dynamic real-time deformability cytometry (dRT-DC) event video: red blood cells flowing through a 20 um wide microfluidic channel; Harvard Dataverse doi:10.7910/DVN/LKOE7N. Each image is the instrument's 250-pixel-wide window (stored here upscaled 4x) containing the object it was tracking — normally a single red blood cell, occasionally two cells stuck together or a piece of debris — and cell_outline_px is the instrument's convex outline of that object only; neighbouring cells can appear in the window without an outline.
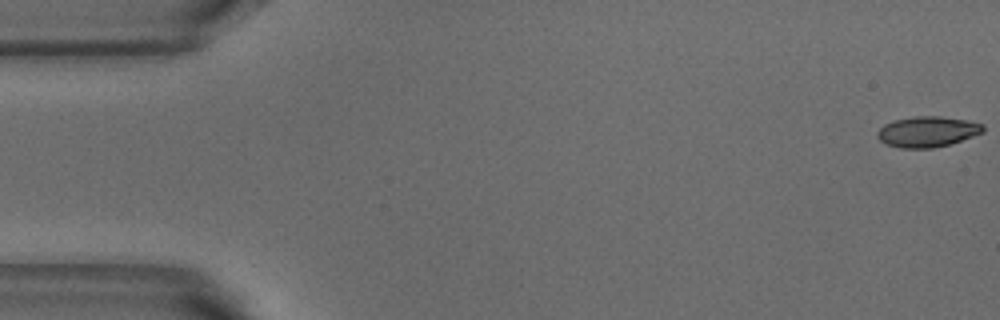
{"species": "common noctule bat (a hibernating species)", "species_latin": "Nyctalus noctula", "temperature_condition": "warm", "stored_images_in_passage": 4, "camera_frame_rate_fps": 3000, "um_per_image_px": 0.085, "animal": {"sex": "male", "body_mass_g": 18.8}, "frame": {"image": 1, "passage_image": 1, "time_ms": 0.0, "image_size_px": [1000, 320], "cell_outline_px": [[984, 132], [948, 144], [932, 148], [900, 148], [884, 144], [876, 136], [876, 132], [884, 124], [896, 120], [916, 116], [940, 116], [968, 120], [984, 124]], "centroid_in_image_um": [78.81, 11.19], "position_along_channel_um": 6.2, "area_um2": 18.84}}
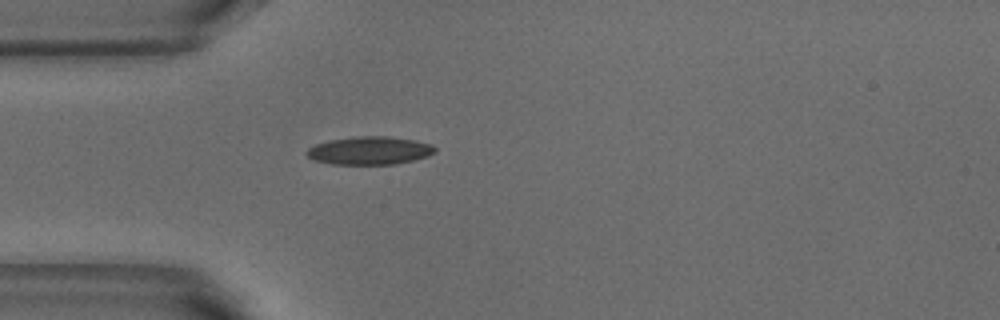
{"frame": {"image": 2, "passage_image": 4, "time_ms": 1.0, "image_size_px": [1000, 320], "cell_outline_px": [[436, 152], [428, 156], [416, 160], [396, 164], [332, 164], [316, 160], [308, 156], [304, 152], [308, 148], [316, 144], [328, 140], [356, 136], [388, 136], [416, 140], [432, 144], [436, 148]], "centroid_in_image_um": [31.46, 12.79], "position_along_channel_um": 53.5, "area_um2": 21.15}}